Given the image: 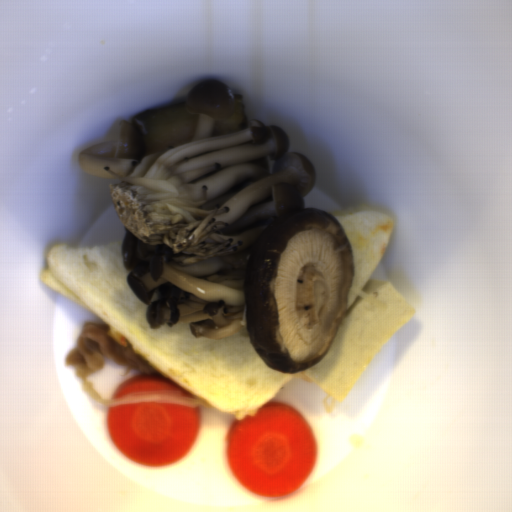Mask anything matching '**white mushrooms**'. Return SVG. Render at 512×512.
<instances>
[{
    "label": "white mushrooms",
    "mask_w": 512,
    "mask_h": 512,
    "mask_svg": "<svg viewBox=\"0 0 512 512\" xmlns=\"http://www.w3.org/2000/svg\"><path fill=\"white\" fill-rule=\"evenodd\" d=\"M290 146L216 76L79 153L81 169L111 180L125 280L152 328L188 324L207 339L247 330L248 251L278 216L305 209L316 183L312 160Z\"/></svg>",
    "instance_id": "1"
}]
</instances>
